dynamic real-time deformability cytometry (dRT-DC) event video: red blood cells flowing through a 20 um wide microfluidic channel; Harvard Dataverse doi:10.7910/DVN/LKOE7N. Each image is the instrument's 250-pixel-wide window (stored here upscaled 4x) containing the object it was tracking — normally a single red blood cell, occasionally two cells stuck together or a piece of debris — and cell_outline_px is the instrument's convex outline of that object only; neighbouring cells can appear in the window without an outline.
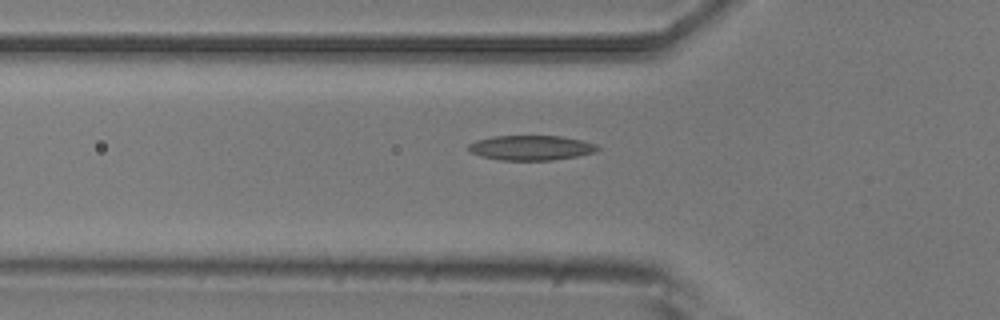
{"species": "common noctule bat (a hibernating species)", "species_latin": "Nyctalus noctula", "temperature_condition": "room temperature", "stored_images_in_passage": 39, "camera_frame_rate_fps": 3000, "um_per_image_px": 0.085, "animal": {"sex": "male", "body_mass_g": 20.5, "forearm_length_mm": 52.5}, "frame": {"image": 1, "passage_image": 3, "time_ms": 0.667, "image_size_px": [1000, 320], "cell_outline_px": [[600, 148], [596, 152], [576, 156], [552, 160], [500, 160], [480, 156], [472, 152], [468, 148], [468, 144], [476, 140], [492, 136], [560, 136], [580, 140], [596, 144]], "centroid_in_image_um": [45.12, 12.56], "position_along_channel_um": 80.7, "area_um2": 18.61}}
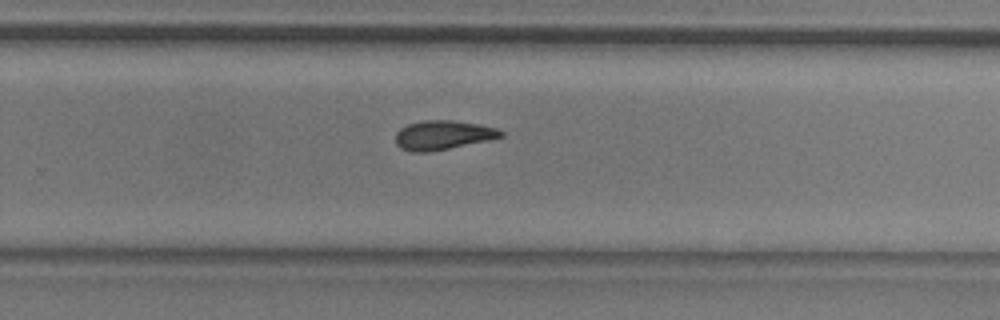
{"frame": {"image": 2, "passage_image": 20, "time_ms": 6.333, "image_size_px": [1000, 320], "cell_outline_px": [[504, 136], [488, 140], [428, 152], [412, 152], [400, 148], [396, 144], [396, 132], [400, 128], [408, 124], [424, 120], [452, 120], [480, 124], [496, 128], [504, 132]], "centroid_in_image_um": [37.63, 11.47], "position_along_channel_um": 292.2, "area_um2": 17.86}}
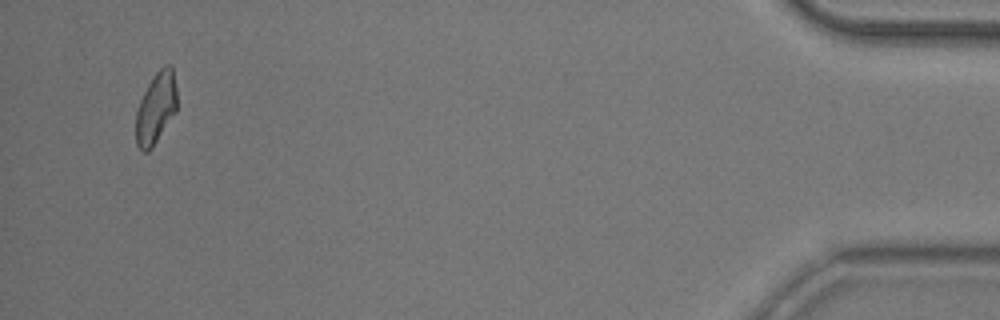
{"frame": {"image": 3, "passage_image": 37, "time_ms": 12.0, "image_size_px": [1000, 320], "cell_outline_px": [[176, 112], [152, 148], [148, 152], [144, 152], [136, 144], [136, 112], [140, 100], [152, 76], [164, 64], [172, 64], [176, 88]], "centroid_in_image_um": [13.26, 9.17], "position_along_channel_um": 421.9, "area_um2": 17.17}, "authors_computed_cell_mechanics": {"area_um2": 17.6868, "velocity_mm_per_s": 3.7134, "shape_relaxation_time_tau1_ms": 6.6901, "shape_relaxation_time_tau2_ms": 4.7455, "deformation_change_tau1": 0.1571, "deformation_change_tau2": 0.1143}}